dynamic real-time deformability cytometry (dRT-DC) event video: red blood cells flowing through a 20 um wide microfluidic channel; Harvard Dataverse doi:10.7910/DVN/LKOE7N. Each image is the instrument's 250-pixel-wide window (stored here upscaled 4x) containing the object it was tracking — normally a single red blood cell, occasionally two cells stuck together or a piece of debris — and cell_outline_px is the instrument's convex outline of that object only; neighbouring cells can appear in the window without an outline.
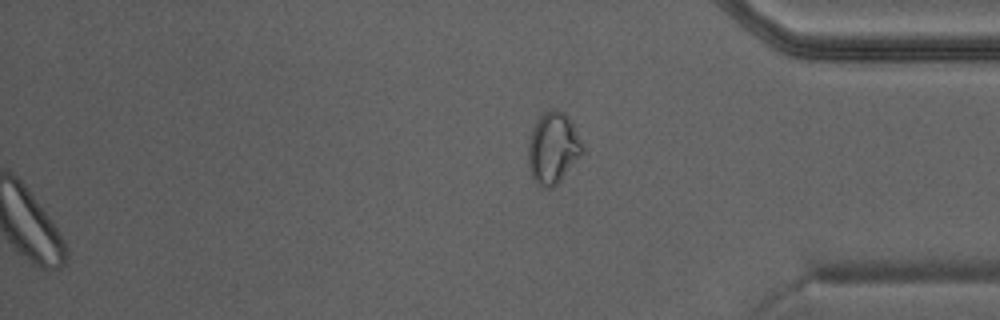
{"species": "Egyptian fruit bat (a non-hibernating species)", "species_latin": "Rousettus aegyptiacus", "temperature_condition": "warm", "stored_images_in_passage": 35, "camera_frame_rate_fps": 3000, "um_per_image_px": 0.085, "animal": {"sex": "male"}, "frame": {"image": 1, "passage_image": 35, "time_ms": 11.333, "image_size_px": [1000, 320], "cell_outline_px": [[584, 152], [560, 180], [552, 188], [548, 188], [540, 184], [532, 176], [528, 168], [528, 136], [536, 120], [548, 108], [556, 108], [564, 112], [572, 124], [584, 148]], "centroid_in_image_um": [46.98, 12.54], "position_along_channel_um": 388.2, "area_um2": 22.48}}